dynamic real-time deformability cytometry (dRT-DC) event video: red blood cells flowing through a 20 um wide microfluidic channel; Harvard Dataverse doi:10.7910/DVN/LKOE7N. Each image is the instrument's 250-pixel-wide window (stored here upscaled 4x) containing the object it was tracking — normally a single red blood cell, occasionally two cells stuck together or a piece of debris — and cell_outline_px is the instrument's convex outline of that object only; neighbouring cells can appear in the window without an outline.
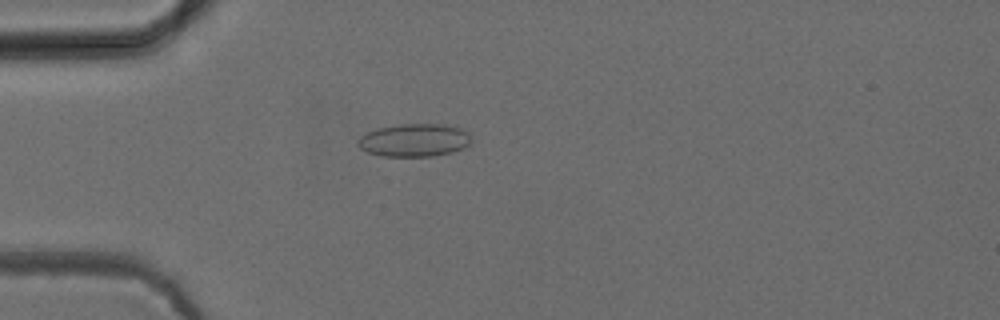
{"species": "common noctule bat (a hibernating species)", "species_latin": "Nyctalus noctula", "temperature_condition": "cold", "stored_images_in_passage": 52, "camera_frame_rate_fps": 3000, "um_per_image_px": 0.085, "animal": {"sex": "female", "body_mass_g": 24.6, "forearm_length_mm": 56.2}, "frame": {"image": 1, "passage_image": 15, "time_ms": 4.667, "image_size_px": [1000, 320], "cell_outline_px": [[472, 140], [464, 148], [452, 152], [432, 156], [380, 156], [368, 152], [360, 148], [356, 144], [360, 136], [376, 128], [400, 124], [448, 124], [460, 128], [468, 132]], "centroid_in_image_um": [35.22, 11.91], "position_along_channel_um": 49.8, "area_um2": 21.91}}
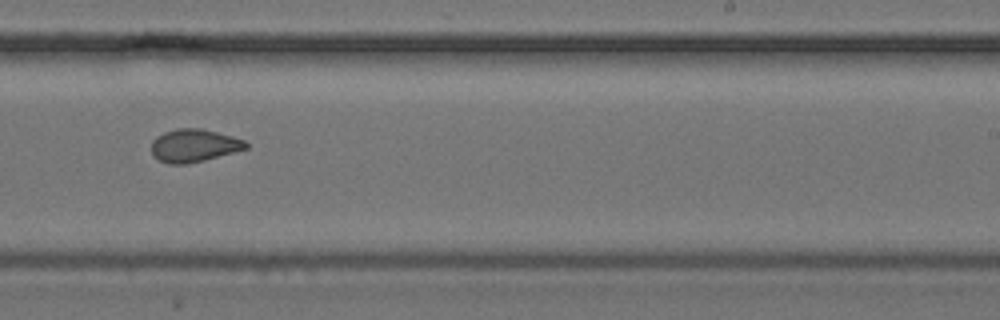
{"frame": {"image": 2, "passage_image": 33, "time_ms": 10.667, "image_size_px": [1000, 320], "cell_outline_px": [[248, 148], [204, 160], [188, 164], [168, 164], [160, 160], [152, 152], [152, 140], [156, 136], [164, 132], [176, 128], [200, 128], [232, 136], [244, 140], [248, 144]], "centroid_in_image_um": [16.48, 12.36], "position_along_channel_um": 272.5, "area_um2": 17.98}}
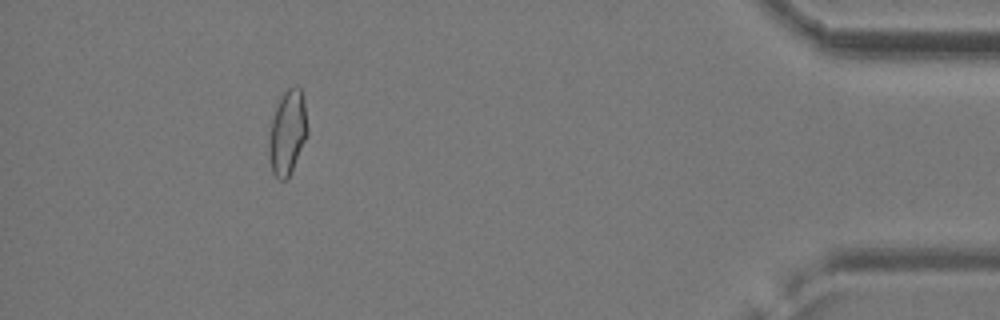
{"frame": {"image": 3, "passage_image": 48, "time_ms": 15.667, "image_size_px": [1000, 320], "cell_outline_px": [[308, 136], [288, 180], [280, 180], [272, 172], [268, 156], [268, 144], [272, 120], [280, 96], [288, 88], [296, 84], [300, 88], [304, 100], [308, 128]], "centroid_in_image_um": [24.45, 11.28], "position_along_channel_um": 410.8, "area_um2": 19.31}, "authors_computed_cell_mechanics": {"area_um2": 19.0162, "velocity_mm_per_s": 3.9406, "shape_relaxation_time_tau1_ms": null, "shape_relaxation_time_tau2_ms": 2.0778, "deformation_change_tau1": null, "deformation_change_tau2": 0.07}}